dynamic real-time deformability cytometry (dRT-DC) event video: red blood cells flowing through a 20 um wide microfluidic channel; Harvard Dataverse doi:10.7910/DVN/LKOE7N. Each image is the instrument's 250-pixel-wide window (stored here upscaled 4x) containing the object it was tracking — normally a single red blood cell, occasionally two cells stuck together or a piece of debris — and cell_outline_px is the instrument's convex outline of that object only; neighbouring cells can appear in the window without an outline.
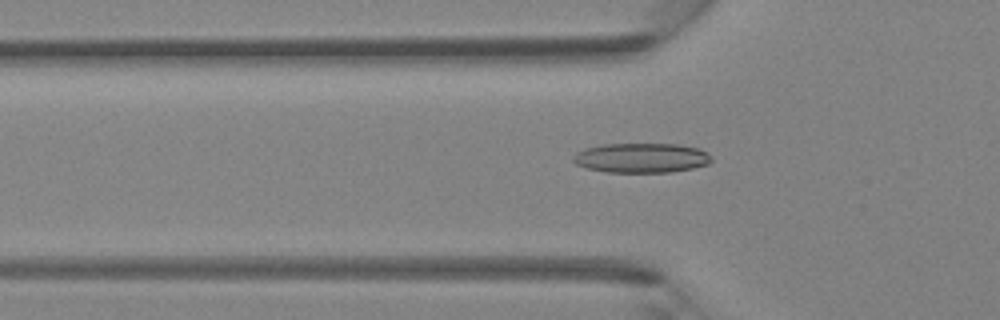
{"species": "Egyptian fruit bat (a non-hibernating species)", "species_latin": "Rousettus aegyptiacus", "temperature_condition": "room temperature", "stored_images_in_passage": 45, "camera_frame_rate_fps": 3000, "um_per_image_px": 0.085, "animal": {"sex": "female"}, "frame": {"image": 1, "passage_image": 15, "time_ms": 4.667, "image_size_px": [1000, 320], "cell_outline_px": [[712, 160], [708, 164], [692, 168], [672, 172], [604, 172], [588, 168], [576, 164], [572, 160], [572, 156], [576, 152], [584, 148], [604, 144], [676, 144], [700, 148], [712, 156]], "centroid_in_image_um": [54.51, 13.42], "position_along_channel_um": 71.3, "area_um2": 24.04}}
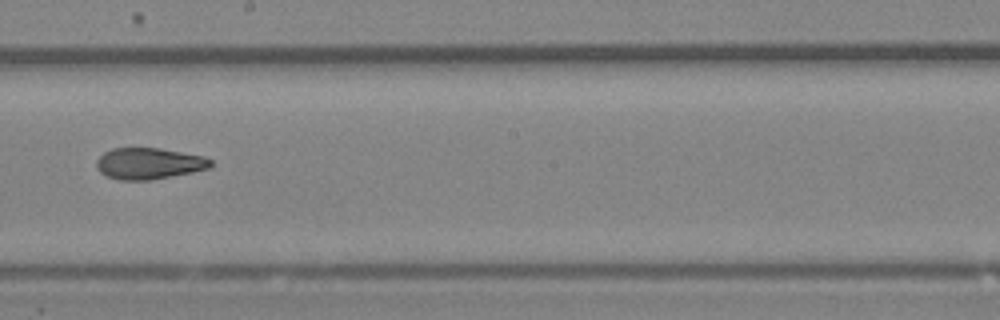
{"frame": {"image": 2, "passage_image": 26, "time_ms": 8.333, "image_size_px": [1000, 320], "cell_outline_px": [[212, 164], [208, 168], [192, 172], [152, 180], [120, 180], [108, 176], [100, 172], [96, 168], [96, 160], [104, 152], [112, 148], [160, 148], [204, 156], [212, 160]], "centroid_in_image_um": [12.64, 13.89], "position_along_channel_um": 235.6, "area_um2": 20.87}}
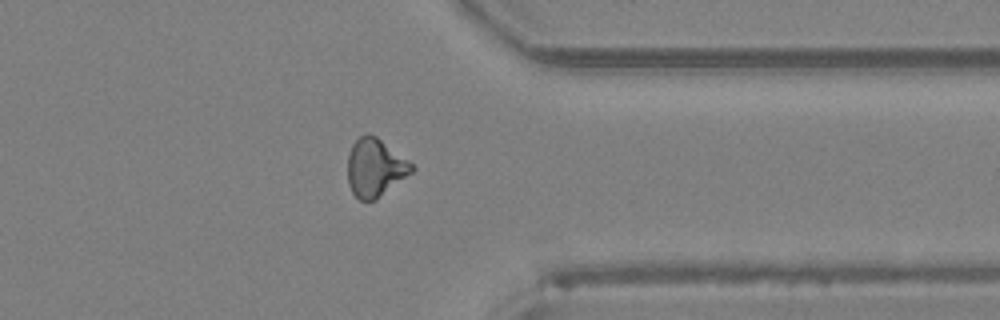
{"frame": {"image": 3, "passage_image": 36, "time_ms": 11.667, "image_size_px": [1000, 320], "cell_outline_px": [[416, 168], [412, 172], [376, 200], [360, 200], [352, 192], [348, 184], [348, 152], [352, 144], [360, 136], [368, 132], [376, 136], [408, 160]], "centroid_in_image_um": [31.87, 14.24], "position_along_channel_um": 379.5, "area_um2": 21.62}}